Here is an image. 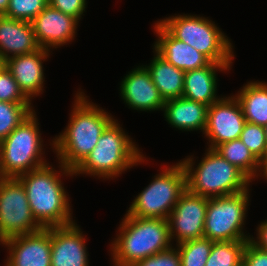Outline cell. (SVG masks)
Instances as JSON below:
<instances>
[{
  "mask_svg": "<svg viewBox=\"0 0 267 266\" xmlns=\"http://www.w3.org/2000/svg\"><path fill=\"white\" fill-rule=\"evenodd\" d=\"M78 92L68 125L50 142L58 161L72 170L93 150L103 131L114 120L111 113L90 102L84 92Z\"/></svg>",
  "mask_w": 267,
  "mask_h": 266,
  "instance_id": "1",
  "label": "cell"
},
{
  "mask_svg": "<svg viewBox=\"0 0 267 266\" xmlns=\"http://www.w3.org/2000/svg\"><path fill=\"white\" fill-rule=\"evenodd\" d=\"M59 165L61 171L47 164L17 177L24 186L32 214L42 228L67 226L75 222L69 196L60 178L62 175L72 177L74 173L62 163L59 162Z\"/></svg>",
  "mask_w": 267,
  "mask_h": 266,
  "instance_id": "2",
  "label": "cell"
},
{
  "mask_svg": "<svg viewBox=\"0 0 267 266\" xmlns=\"http://www.w3.org/2000/svg\"><path fill=\"white\" fill-rule=\"evenodd\" d=\"M118 231L110 245L113 266H131L137 261L169 249L173 244L167 219L125 214Z\"/></svg>",
  "mask_w": 267,
  "mask_h": 266,
  "instance_id": "3",
  "label": "cell"
},
{
  "mask_svg": "<svg viewBox=\"0 0 267 266\" xmlns=\"http://www.w3.org/2000/svg\"><path fill=\"white\" fill-rule=\"evenodd\" d=\"M117 121L114 119L106 127L97 145L73 170L74 175L88 174L103 180L112 179L145 162L146 158L138 146Z\"/></svg>",
  "mask_w": 267,
  "mask_h": 266,
  "instance_id": "4",
  "label": "cell"
},
{
  "mask_svg": "<svg viewBox=\"0 0 267 266\" xmlns=\"http://www.w3.org/2000/svg\"><path fill=\"white\" fill-rule=\"evenodd\" d=\"M205 156L194 168V156L180 160L186 172L187 190L203 197H219L240 193L251 180L230 164L215 149L207 148Z\"/></svg>",
  "mask_w": 267,
  "mask_h": 266,
  "instance_id": "5",
  "label": "cell"
},
{
  "mask_svg": "<svg viewBox=\"0 0 267 266\" xmlns=\"http://www.w3.org/2000/svg\"><path fill=\"white\" fill-rule=\"evenodd\" d=\"M36 112L27 116L5 139L0 141V178H17L43 167V140Z\"/></svg>",
  "mask_w": 267,
  "mask_h": 266,
  "instance_id": "6",
  "label": "cell"
},
{
  "mask_svg": "<svg viewBox=\"0 0 267 266\" xmlns=\"http://www.w3.org/2000/svg\"><path fill=\"white\" fill-rule=\"evenodd\" d=\"M158 22L174 38L189 44L211 62L233 63V45L214 21L200 15L178 14Z\"/></svg>",
  "mask_w": 267,
  "mask_h": 266,
  "instance_id": "7",
  "label": "cell"
},
{
  "mask_svg": "<svg viewBox=\"0 0 267 266\" xmlns=\"http://www.w3.org/2000/svg\"><path fill=\"white\" fill-rule=\"evenodd\" d=\"M162 168L150 184L133 200L128 215L141 218L168 219L180 196L187 190L186 172L176 163Z\"/></svg>",
  "mask_w": 267,
  "mask_h": 266,
  "instance_id": "8",
  "label": "cell"
},
{
  "mask_svg": "<svg viewBox=\"0 0 267 266\" xmlns=\"http://www.w3.org/2000/svg\"><path fill=\"white\" fill-rule=\"evenodd\" d=\"M249 188L240 193L211 197L204 221V237L213 242L250 240L244 233L247 208L250 205Z\"/></svg>",
  "mask_w": 267,
  "mask_h": 266,
  "instance_id": "9",
  "label": "cell"
},
{
  "mask_svg": "<svg viewBox=\"0 0 267 266\" xmlns=\"http://www.w3.org/2000/svg\"><path fill=\"white\" fill-rule=\"evenodd\" d=\"M40 229L22 183L17 178H0V242Z\"/></svg>",
  "mask_w": 267,
  "mask_h": 266,
  "instance_id": "10",
  "label": "cell"
},
{
  "mask_svg": "<svg viewBox=\"0 0 267 266\" xmlns=\"http://www.w3.org/2000/svg\"><path fill=\"white\" fill-rule=\"evenodd\" d=\"M208 197L195 195L186 190L168 217L171 242L176 244L204 237V221Z\"/></svg>",
  "mask_w": 267,
  "mask_h": 266,
  "instance_id": "11",
  "label": "cell"
},
{
  "mask_svg": "<svg viewBox=\"0 0 267 266\" xmlns=\"http://www.w3.org/2000/svg\"><path fill=\"white\" fill-rule=\"evenodd\" d=\"M246 123L237 98L221 97L208 107L206 127L203 132L209 141L208 148L240 138Z\"/></svg>",
  "mask_w": 267,
  "mask_h": 266,
  "instance_id": "12",
  "label": "cell"
},
{
  "mask_svg": "<svg viewBox=\"0 0 267 266\" xmlns=\"http://www.w3.org/2000/svg\"><path fill=\"white\" fill-rule=\"evenodd\" d=\"M1 244L9 250L5 266H51V228L12 237Z\"/></svg>",
  "mask_w": 267,
  "mask_h": 266,
  "instance_id": "13",
  "label": "cell"
},
{
  "mask_svg": "<svg viewBox=\"0 0 267 266\" xmlns=\"http://www.w3.org/2000/svg\"><path fill=\"white\" fill-rule=\"evenodd\" d=\"M79 21L47 5L32 21L38 45L47 50L59 48L75 39Z\"/></svg>",
  "mask_w": 267,
  "mask_h": 266,
  "instance_id": "14",
  "label": "cell"
},
{
  "mask_svg": "<svg viewBox=\"0 0 267 266\" xmlns=\"http://www.w3.org/2000/svg\"><path fill=\"white\" fill-rule=\"evenodd\" d=\"M120 96L129 108L137 111L163 110L164 99L152 82L146 65L138 66L122 79Z\"/></svg>",
  "mask_w": 267,
  "mask_h": 266,
  "instance_id": "15",
  "label": "cell"
},
{
  "mask_svg": "<svg viewBox=\"0 0 267 266\" xmlns=\"http://www.w3.org/2000/svg\"><path fill=\"white\" fill-rule=\"evenodd\" d=\"M85 240L76 222L51 227V266H89Z\"/></svg>",
  "mask_w": 267,
  "mask_h": 266,
  "instance_id": "16",
  "label": "cell"
},
{
  "mask_svg": "<svg viewBox=\"0 0 267 266\" xmlns=\"http://www.w3.org/2000/svg\"><path fill=\"white\" fill-rule=\"evenodd\" d=\"M49 52L50 50L40 48L33 53L10 57L3 62L30 101L44 90L43 62L49 58Z\"/></svg>",
  "mask_w": 267,
  "mask_h": 266,
  "instance_id": "17",
  "label": "cell"
},
{
  "mask_svg": "<svg viewBox=\"0 0 267 266\" xmlns=\"http://www.w3.org/2000/svg\"><path fill=\"white\" fill-rule=\"evenodd\" d=\"M156 42L153 51L184 72L207 66L211 61L187 43L174 38L158 21L154 25Z\"/></svg>",
  "mask_w": 267,
  "mask_h": 266,
  "instance_id": "18",
  "label": "cell"
},
{
  "mask_svg": "<svg viewBox=\"0 0 267 266\" xmlns=\"http://www.w3.org/2000/svg\"><path fill=\"white\" fill-rule=\"evenodd\" d=\"M38 45L31 22L0 16V61L33 53Z\"/></svg>",
  "mask_w": 267,
  "mask_h": 266,
  "instance_id": "19",
  "label": "cell"
},
{
  "mask_svg": "<svg viewBox=\"0 0 267 266\" xmlns=\"http://www.w3.org/2000/svg\"><path fill=\"white\" fill-rule=\"evenodd\" d=\"M231 67L232 63L210 62L205 67L186 71L182 97L207 106L212 105L220 99L217 95V72L229 71Z\"/></svg>",
  "mask_w": 267,
  "mask_h": 266,
  "instance_id": "20",
  "label": "cell"
},
{
  "mask_svg": "<svg viewBox=\"0 0 267 266\" xmlns=\"http://www.w3.org/2000/svg\"><path fill=\"white\" fill-rule=\"evenodd\" d=\"M207 105L179 97L165 101L164 118L172 127L182 131L204 132L208 115Z\"/></svg>",
  "mask_w": 267,
  "mask_h": 266,
  "instance_id": "21",
  "label": "cell"
},
{
  "mask_svg": "<svg viewBox=\"0 0 267 266\" xmlns=\"http://www.w3.org/2000/svg\"><path fill=\"white\" fill-rule=\"evenodd\" d=\"M150 61L146 68L164 101L182 97L185 72L168 63L155 51Z\"/></svg>",
  "mask_w": 267,
  "mask_h": 266,
  "instance_id": "22",
  "label": "cell"
},
{
  "mask_svg": "<svg viewBox=\"0 0 267 266\" xmlns=\"http://www.w3.org/2000/svg\"><path fill=\"white\" fill-rule=\"evenodd\" d=\"M234 96L237 98L246 122L267 125V83L250 81Z\"/></svg>",
  "mask_w": 267,
  "mask_h": 266,
  "instance_id": "23",
  "label": "cell"
},
{
  "mask_svg": "<svg viewBox=\"0 0 267 266\" xmlns=\"http://www.w3.org/2000/svg\"><path fill=\"white\" fill-rule=\"evenodd\" d=\"M215 150L230 164L240 169L250 180L254 178L258 169V160L240 138L221 143Z\"/></svg>",
  "mask_w": 267,
  "mask_h": 266,
  "instance_id": "24",
  "label": "cell"
},
{
  "mask_svg": "<svg viewBox=\"0 0 267 266\" xmlns=\"http://www.w3.org/2000/svg\"><path fill=\"white\" fill-rule=\"evenodd\" d=\"M248 240L213 242L205 266H242Z\"/></svg>",
  "mask_w": 267,
  "mask_h": 266,
  "instance_id": "25",
  "label": "cell"
},
{
  "mask_svg": "<svg viewBox=\"0 0 267 266\" xmlns=\"http://www.w3.org/2000/svg\"><path fill=\"white\" fill-rule=\"evenodd\" d=\"M31 103L0 101V141L5 139L27 116L34 112Z\"/></svg>",
  "mask_w": 267,
  "mask_h": 266,
  "instance_id": "26",
  "label": "cell"
},
{
  "mask_svg": "<svg viewBox=\"0 0 267 266\" xmlns=\"http://www.w3.org/2000/svg\"><path fill=\"white\" fill-rule=\"evenodd\" d=\"M176 245L180 254L181 266H205L213 241L202 237Z\"/></svg>",
  "mask_w": 267,
  "mask_h": 266,
  "instance_id": "27",
  "label": "cell"
},
{
  "mask_svg": "<svg viewBox=\"0 0 267 266\" xmlns=\"http://www.w3.org/2000/svg\"><path fill=\"white\" fill-rule=\"evenodd\" d=\"M240 139L258 161L267 154L265 128L263 126L246 122Z\"/></svg>",
  "mask_w": 267,
  "mask_h": 266,
  "instance_id": "28",
  "label": "cell"
},
{
  "mask_svg": "<svg viewBox=\"0 0 267 266\" xmlns=\"http://www.w3.org/2000/svg\"><path fill=\"white\" fill-rule=\"evenodd\" d=\"M48 4V0H9L4 16L31 22Z\"/></svg>",
  "mask_w": 267,
  "mask_h": 266,
  "instance_id": "29",
  "label": "cell"
},
{
  "mask_svg": "<svg viewBox=\"0 0 267 266\" xmlns=\"http://www.w3.org/2000/svg\"><path fill=\"white\" fill-rule=\"evenodd\" d=\"M0 101L32 103L20 90L18 83L4 65L0 67Z\"/></svg>",
  "mask_w": 267,
  "mask_h": 266,
  "instance_id": "30",
  "label": "cell"
},
{
  "mask_svg": "<svg viewBox=\"0 0 267 266\" xmlns=\"http://www.w3.org/2000/svg\"><path fill=\"white\" fill-rule=\"evenodd\" d=\"M161 251L153 256L137 261L131 266H181L180 254L177 246Z\"/></svg>",
  "mask_w": 267,
  "mask_h": 266,
  "instance_id": "31",
  "label": "cell"
},
{
  "mask_svg": "<svg viewBox=\"0 0 267 266\" xmlns=\"http://www.w3.org/2000/svg\"><path fill=\"white\" fill-rule=\"evenodd\" d=\"M49 5L80 21L86 10V0H48Z\"/></svg>",
  "mask_w": 267,
  "mask_h": 266,
  "instance_id": "32",
  "label": "cell"
},
{
  "mask_svg": "<svg viewBox=\"0 0 267 266\" xmlns=\"http://www.w3.org/2000/svg\"><path fill=\"white\" fill-rule=\"evenodd\" d=\"M242 266H267V250H263L247 241L243 252Z\"/></svg>",
  "mask_w": 267,
  "mask_h": 266,
  "instance_id": "33",
  "label": "cell"
},
{
  "mask_svg": "<svg viewBox=\"0 0 267 266\" xmlns=\"http://www.w3.org/2000/svg\"><path fill=\"white\" fill-rule=\"evenodd\" d=\"M256 232L257 237L255 238L252 235L250 241L258 248L267 250V219L258 225Z\"/></svg>",
  "mask_w": 267,
  "mask_h": 266,
  "instance_id": "34",
  "label": "cell"
},
{
  "mask_svg": "<svg viewBox=\"0 0 267 266\" xmlns=\"http://www.w3.org/2000/svg\"><path fill=\"white\" fill-rule=\"evenodd\" d=\"M260 175H262V177L265 176V178L267 179V154L258 161V169H257V172L254 178L251 180V182L255 181L254 179H256V177L258 178V176Z\"/></svg>",
  "mask_w": 267,
  "mask_h": 266,
  "instance_id": "35",
  "label": "cell"
},
{
  "mask_svg": "<svg viewBox=\"0 0 267 266\" xmlns=\"http://www.w3.org/2000/svg\"><path fill=\"white\" fill-rule=\"evenodd\" d=\"M9 7V0H0V16L5 15Z\"/></svg>",
  "mask_w": 267,
  "mask_h": 266,
  "instance_id": "36",
  "label": "cell"
},
{
  "mask_svg": "<svg viewBox=\"0 0 267 266\" xmlns=\"http://www.w3.org/2000/svg\"><path fill=\"white\" fill-rule=\"evenodd\" d=\"M264 128H265V137H266V143H267V125Z\"/></svg>",
  "mask_w": 267,
  "mask_h": 266,
  "instance_id": "37",
  "label": "cell"
}]
</instances>
